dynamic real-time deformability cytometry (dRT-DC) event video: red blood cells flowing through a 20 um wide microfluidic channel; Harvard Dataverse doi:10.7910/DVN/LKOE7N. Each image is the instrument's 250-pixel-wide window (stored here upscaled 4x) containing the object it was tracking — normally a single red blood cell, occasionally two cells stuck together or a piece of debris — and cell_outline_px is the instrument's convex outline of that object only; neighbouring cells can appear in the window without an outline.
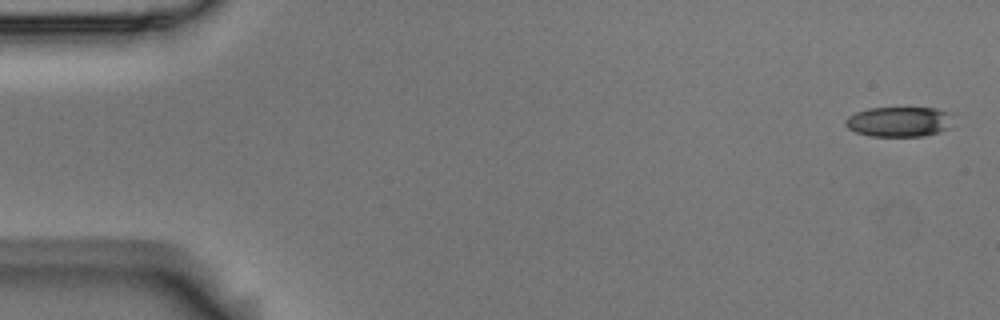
{"species": "Egyptian fruit bat (a non-hibernating species)", "species_latin": "Rousettus aegyptiacus", "temperature_condition": "room temperature", "stored_images_in_passage": 5, "camera_frame_rate_fps": 3000, "um_per_image_px": 0.085, "animal": {"sex": "male"}, "frame": {"image": 1, "passage_image": 1, "time_ms": 0.0, "image_size_px": [1000, 320], "cell_outline_px": [[952, 112], [948, 128], [940, 132], [924, 136], [872, 136], [856, 132], [848, 128], [844, 124], [844, 120], [848, 116], [856, 112], [868, 108], [936, 108]], "centroid_in_image_um": [76.41, 10.34], "position_along_channel_um": 8.6, "area_um2": 18.9}}
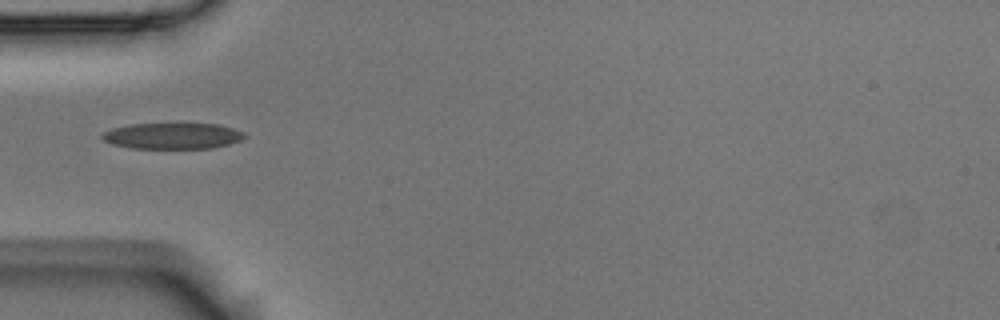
{"frame": {"image": 2, "passage_image": 5, "time_ms": 1.333, "image_size_px": [1000, 320], "cell_outline_px": [[248, 136], [240, 140], [228, 144], [212, 148], [132, 148], [112, 144], [104, 140], [100, 136], [104, 132], [112, 128], [132, 124], [220, 124], [244, 132]], "centroid_in_image_um": [14.68, 11.55], "position_along_channel_um": 70.3, "area_um2": 21.5}}